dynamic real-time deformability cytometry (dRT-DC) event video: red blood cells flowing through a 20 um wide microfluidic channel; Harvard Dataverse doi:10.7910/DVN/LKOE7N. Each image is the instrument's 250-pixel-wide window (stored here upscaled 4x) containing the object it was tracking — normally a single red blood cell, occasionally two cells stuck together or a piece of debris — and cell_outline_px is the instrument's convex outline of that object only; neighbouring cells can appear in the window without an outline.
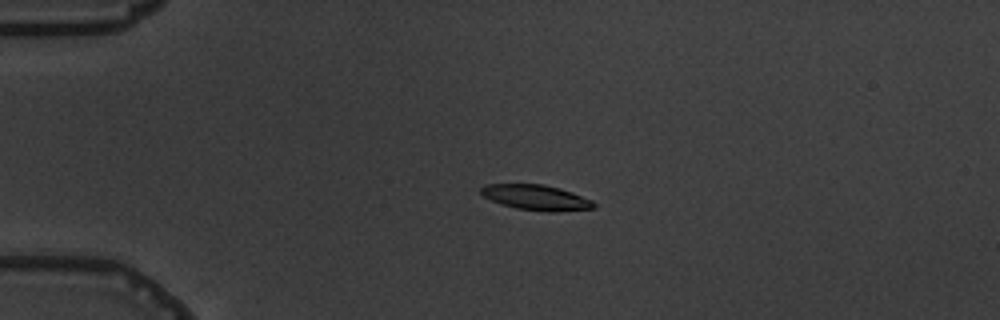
{"species": "common noctule bat (a hibernating species)", "species_latin": "Nyctalus noctula", "temperature_condition": "warm", "stored_images_in_passage": 6, "camera_frame_rate_fps": 3000, "um_per_image_px": 0.085, "animal": {"sex": "male", "body_mass_g": 19.5, "forearm_length_mm": 54.6}, "frame": {"image": 1, "passage_image": 5, "time_ms": 4.667, "image_size_px": [1000, 320], "cell_outline_px": [[596, 208], [556, 212], [548, 212], [516, 208], [500, 204], [484, 196], [480, 192], [480, 188], [484, 184], [544, 184], [560, 188], [572, 192], [592, 200], [596, 204]], "centroid_in_image_um": [45.59, 16.79], "position_along_channel_um": 39.4, "area_um2": 16.76}}